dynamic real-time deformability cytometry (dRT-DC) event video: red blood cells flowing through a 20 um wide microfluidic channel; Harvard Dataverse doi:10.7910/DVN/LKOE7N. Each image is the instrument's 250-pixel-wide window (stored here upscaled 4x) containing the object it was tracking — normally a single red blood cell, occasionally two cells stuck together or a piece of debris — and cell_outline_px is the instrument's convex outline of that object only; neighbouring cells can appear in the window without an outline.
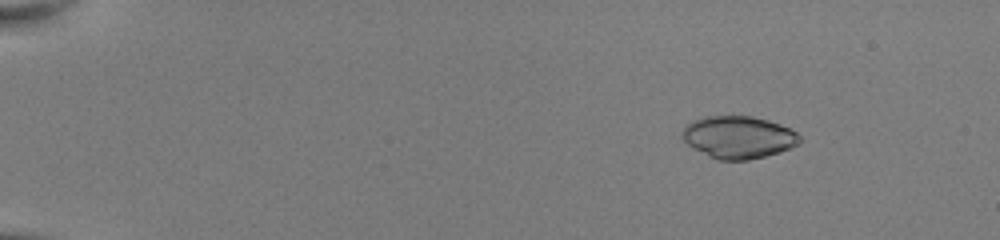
{"species": "common noctule bat (a hibernating species)", "species_latin": "Nyctalus noctula", "temperature_condition": "room temperature", "stored_images_in_passage": 45, "camera_frame_rate_fps": 3000, "um_per_image_px": 0.085, "animal": {"sex": "female", "body_mass_g": 22.0, "forearm_length_mm": 56.7}, "frame": {"image": 1, "passage_image": 1, "time_ms": 0.0, "image_size_px": [1000, 240], "cell_outline_px": [[800, 144], [792, 148], [780, 152], [748, 160], [716, 160], [692, 148], [680, 136], [680, 132], [692, 120], [704, 116], [752, 116], [768, 120], [792, 128], [800, 136]], "centroid_in_image_um": [62.77, 11.66], "position_along_channel_um": 22.2, "area_um2": 29.36}}
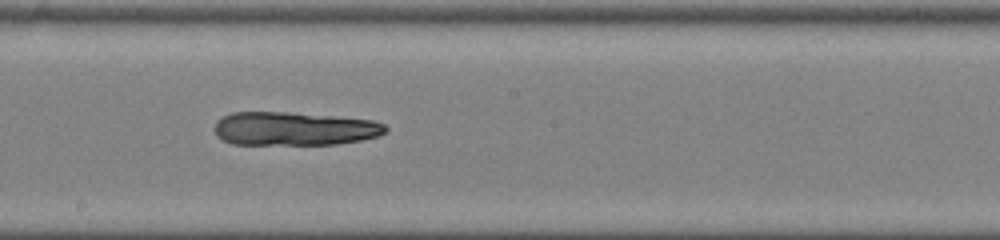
{"frame": {"image": 2, "passage_image": 25, "time_ms": 8.0, "image_size_px": [1000, 240], "cell_outline_px": [[388, 128], [384, 132], [376, 136], [360, 140], [336, 144], [232, 144], [216, 136], [216, 120], [232, 112], [288, 112], [332, 116], [372, 120], [384, 124]], "centroid_in_image_um": [24.98, 10.93], "position_along_channel_um": 223.2, "area_um2": 33.18}}
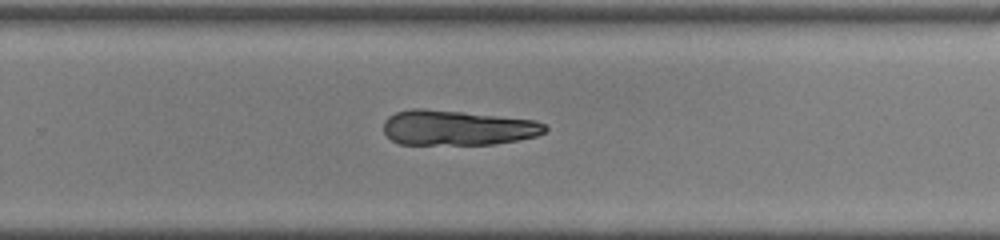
{"frame": {"image": 3, "passage_image": 30, "time_ms": 9.667, "image_size_px": [1000, 240], "cell_outline_px": [[548, 128], [544, 132], [536, 136], [516, 140], [492, 144], [400, 144], [392, 140], [384, 132], [384, 120], [388, 116], [396, 112], [412, 108], [424, 108], [464, 112], [536, 120], [544, 124]], "centroid_in_image_um": [38.85, 10.85], "position_along_channel_um": 290.9, "area_um2": 32.95}}